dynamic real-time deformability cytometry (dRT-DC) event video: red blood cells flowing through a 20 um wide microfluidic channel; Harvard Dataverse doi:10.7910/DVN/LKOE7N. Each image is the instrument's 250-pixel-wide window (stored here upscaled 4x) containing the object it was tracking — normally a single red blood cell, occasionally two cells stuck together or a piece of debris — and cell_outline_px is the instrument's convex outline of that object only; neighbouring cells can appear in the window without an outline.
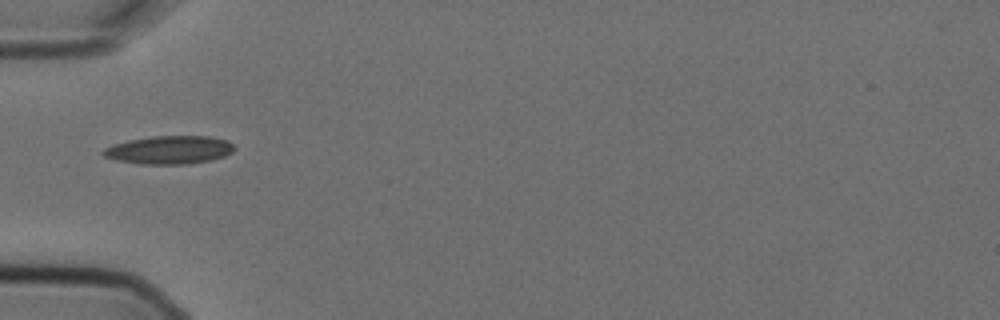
{"species": "Egyptian fruit bat (a non-hibernating species)", "species_latin": "Rousettus aegyptiacus", "temperature_condition": "cold", "stored_images_in_passage": 3, "camera_frame_rate_fps": 3000, "um_per_image_px": 0.085, "animal": {"sex": "female"}, "frame": {"image": 1, "passage_image": 1, "time_ms": 0.0, "image_size_px": [1000, 320], "cell_outline_px": [[236, 148], [232, 152], [224, 156], [212, 160], [188, 164], [140, 164], [116, 160], [104, 156], [100, 152], [104, 148], [112, 144], [128, 140], [152, 136], [208, 136], [228, 140]], "centroid_in_image_um": [14.38, 12.74], "position_along_channel_um": 70.6, "area_um2": 21.73}}
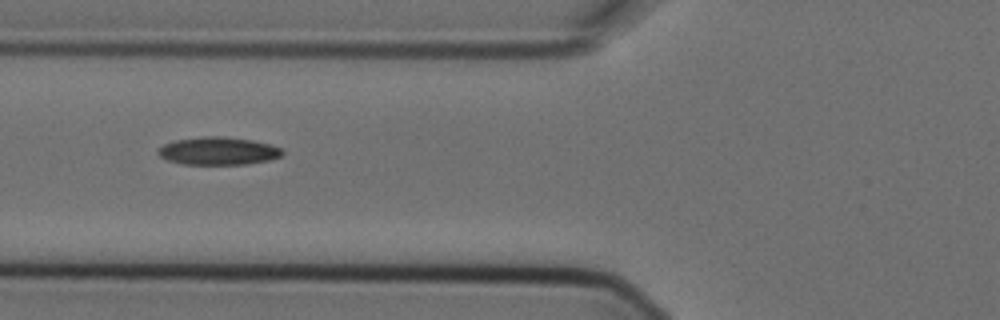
{"frame": {"image": 2, "passage_image": 2, "time_ms": 0.333, "image_size_px": [1000, 320], "cell_outline_px": [[284, 152], [280, 156], [272, 160], [248, 164], [180, 164], [168, 160], [160, 156], [156, 152], [164, 144], [176, 140], [200, 136], [220, 136], [252, 140], [268, 144], [280, 148]], "centroid_in_image_um": [18.54, 12.84], "position_along_channel_um": 107.3, "area_um2": 20.11}}
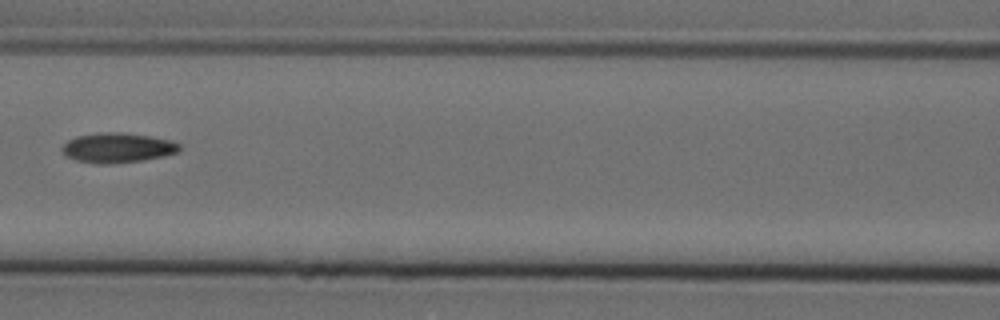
{"frame": {"image": 3, "passage_image": 3, "time_ms": 0.667, "image_size_px": [1000, 320], "cell_outline_px": [[180, 152], [164, 156], [144, 160], [108, 164], [96, 164], [76, 160], [68, 156], [60, 148], [68, 140], [76, 136], [100, 132], [124, 132], [148, 136], [168, 140], [180, 144]], "centroid_in_image_um": [9.99, 12.56], "position_along_channel_um": 156.6, "area_um2": 20.4}}